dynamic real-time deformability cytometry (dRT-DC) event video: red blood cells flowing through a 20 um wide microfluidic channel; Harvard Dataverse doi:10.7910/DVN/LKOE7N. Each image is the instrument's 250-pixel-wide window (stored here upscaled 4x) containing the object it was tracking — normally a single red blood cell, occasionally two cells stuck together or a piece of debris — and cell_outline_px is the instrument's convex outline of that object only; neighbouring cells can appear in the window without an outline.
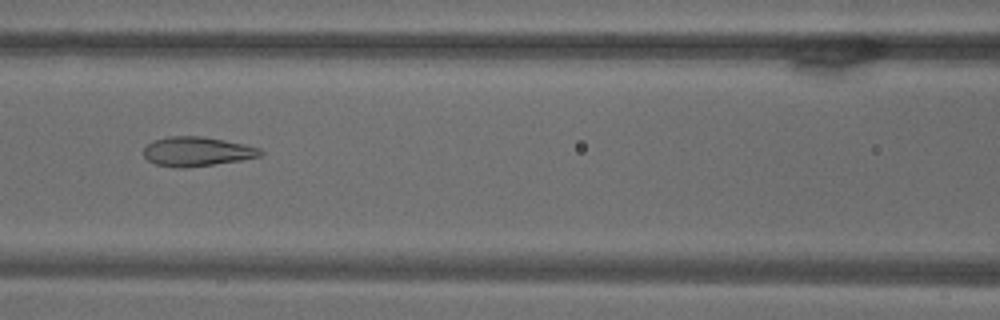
{"species": "common noctule bat (a hibernating species)", "species_latin": "Nyctalus noctula", "temperature_condition": "warm", "stored_images_in_passage": 69, "camera_frame_rate_fps": 3000, "um_per_image_px": 0.085, "animal": {"sex": "male", "body_mass_g": 18.8}, "frame": {"image": 1, "passage_image": 31, "time_ms": 10.0, "image_size_px": [1000, 320], "cell_outline_px": [[264, 152], [260, 156], [240, 160], [184, 168], [176, 168], [156, 164], [148, 160], [144, 156], [144, 148], [152, 140], [168, 136], [200, 136], [224, 140], [244, 144], [260, 148]], "centroid_in_image_um": [16.72, 12.87], "position_along_channel_um": 149.9, "area_um2": 19.88}}
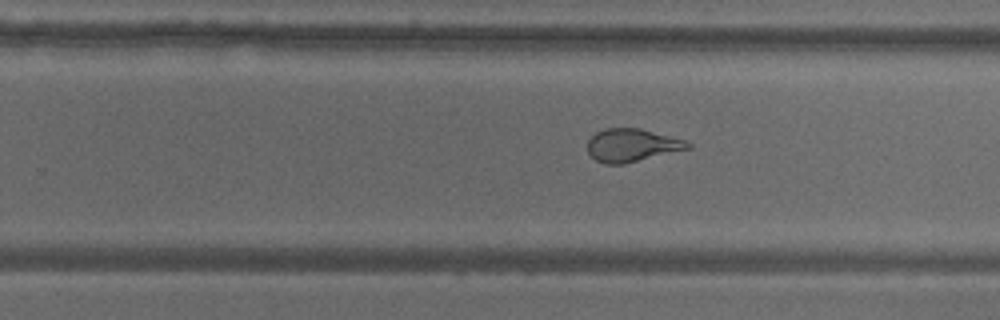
{"frame": {"image": 2, "passage_image": 44, "time_ms": 14.333, "image_size_px": [1000, 320], "cell_outline_px": [[692, 148], [624, 164], [604, 164], [596, 160], [588, 152], [588, 140], [596, 132], [604, 128], [640, 128], [684, 140], [692, 144]], "centroid_in_image_um": [53.71, 12.35], "position_along_channel_um": 276.1, "area_um2": 19.25}}
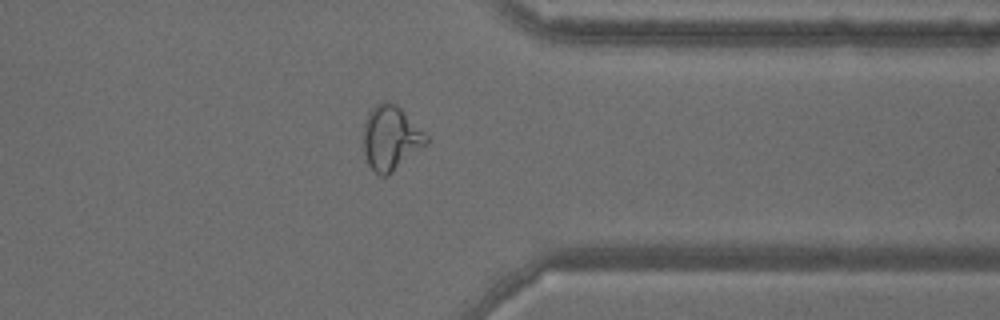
{"frame": {"image": 3, "passage_image": 55, "time_ms": 18.0, "image_size_px": [1000, 320], "cell_outline_px": [[428, 144], [388, 176], [380, 176], [368, 164], [364, 152], [364, 124], [368, 112], [376, 104], [384, 100], [396, 104], [428, 136]], "centroid_in_image_um": [33.22, 11.74], "position_along_channel_um": 378.2, "area_um2": 23.58}}